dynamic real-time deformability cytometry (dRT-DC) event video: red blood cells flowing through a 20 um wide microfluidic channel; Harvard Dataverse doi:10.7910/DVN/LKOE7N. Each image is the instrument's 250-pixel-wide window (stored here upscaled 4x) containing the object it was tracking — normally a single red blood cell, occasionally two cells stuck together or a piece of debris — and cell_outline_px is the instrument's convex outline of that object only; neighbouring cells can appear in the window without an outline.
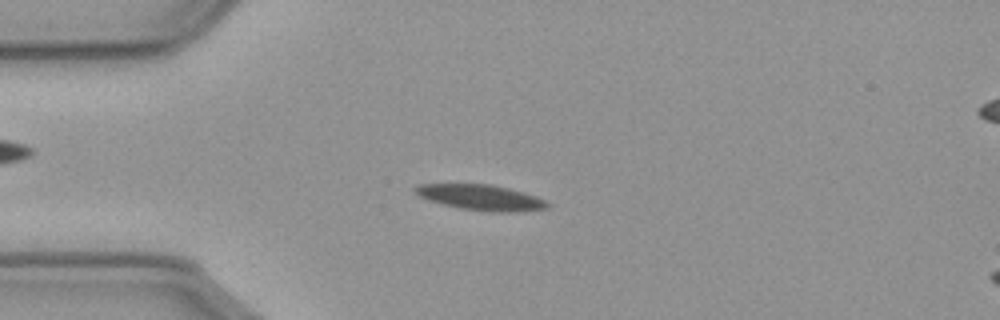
{"species": "common noctule bat (a hibernating species)", "species_latin": "Nyctalus noctula", "temperature_condition": "cold", "stored_images_in_passage": 56, "camera_frame_rate_fps": 3000, "um_per_image_px": 0.085, "animal": {"sex": "male", "body_mass_g": 23.1, "forearm_length_mm": 52.7}, "frame": {"image": 1, "passage_image": 13, "time_ms": 4.0, "image_size_px": [1000, 320], "cell_outline_px": [[552, 204], [548, 208], [524, 212], [488, 212], [460, 208], [428, 200], [412, 192], [412, 188], [420, 184], [492, 184], [524, 192], [536, 196]], "centroid_in_image_um": [40.91, 16.79], "position_along_channel_um": 44.1, "area_um2": 19.94}}
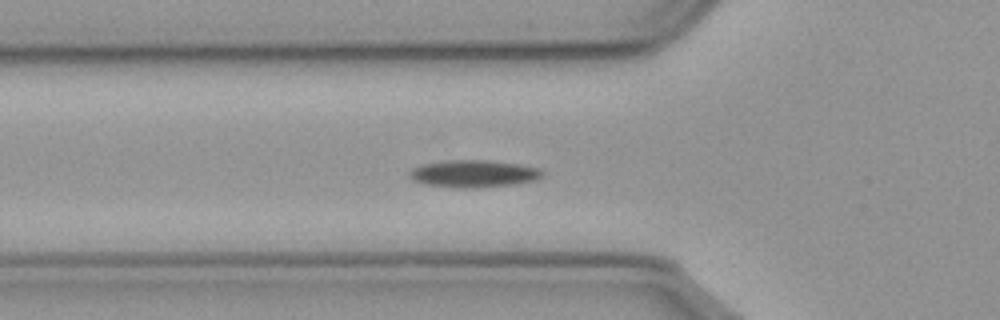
{"frame": {"image": 2, "passage_image": 18, "time_ms": 5.667, "image_size_px": [1000, 320], "cell_outline_px": [[544, 176], [536, 180], [516, 184], [472, 188], [452, 188], [424, 184], [412, 180], [408, 172], [412, 168], [420, 164], [452, 160], [488, 160], [516, 164], [540, 168], [544, 172]], "centroid_in_image_um": [40.25, 14.77], "position_along_channel_um": 85.6, "area_um2": 21.33}}
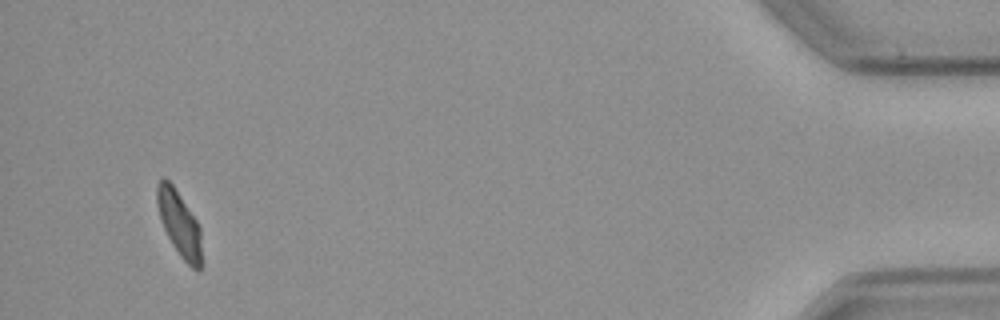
{"frame": {"image": 3, "passage_image": 53, "time_ms": 17.333, "image_size_px": [1000, 320], "cell_outline_px": [[200, 268], [196, 272], [180, 256], [172, 244], [164, 228], [156, 204], [156, 184], [164, 176], [172, 184], [196, 220], [200, 228]], "centroid_in_image_um": [15.21, 18.98], "position_along_channel_um": 420.0, "area_um2": 16.59}, "authors_computed_cell_mechanics": {"area_um2": 19.1318, "velocity_mm_per_s": 3.5795, "shape_relaxation_time_tau1_ms": 10.6969, "shape_relaxation_time_tau2_ms": null, "deformation_change_tau1": 0.2084, "deformation_change_tau2": null}}